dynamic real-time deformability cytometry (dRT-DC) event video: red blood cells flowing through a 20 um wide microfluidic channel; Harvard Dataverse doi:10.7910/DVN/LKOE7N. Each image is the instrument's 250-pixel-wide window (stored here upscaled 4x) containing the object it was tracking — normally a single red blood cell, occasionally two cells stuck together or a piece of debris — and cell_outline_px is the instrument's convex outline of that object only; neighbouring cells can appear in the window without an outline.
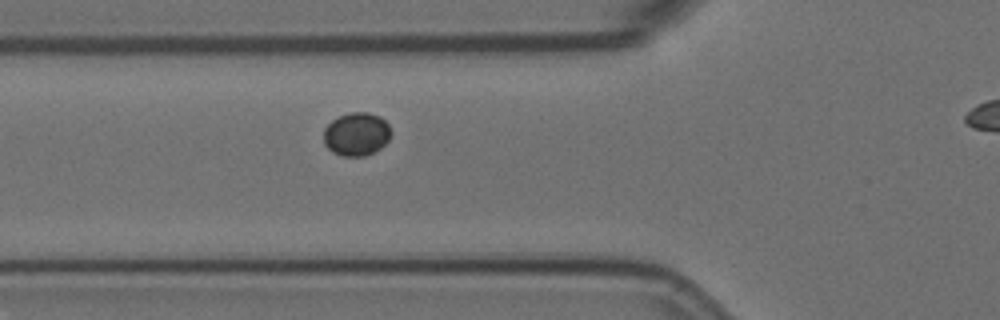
{"species": "Egyptian fruit bat (a non-hibernating species)", "species_latin": "Rousettus aegyptiacus", "temperature_condition": "room temperature", "stored_images_in_passage": 4, "segment_of_instrument_passage": [1, 2], "camera_frame_rate_fps": 3000, "um_per_image_px": 0.085, "animal": {"sex": "female"}, "frame": {"image": 1, "passage_image": 3, "time_ms": 0.667, "image_size_px": [1000, 320], "cell_outline_px": [[392, 132], [388, 140], [380, 148], [364, 156], [344, 156], [332, 152], [324, 144], [324, 128], [332, 120], [348, 112], [368, 112], [380, 116], [388, 124]], "centroid_in_image_um": [30.3, 11.39], "position_along_channel_um": 95.5, "area_um2": 16.99}}